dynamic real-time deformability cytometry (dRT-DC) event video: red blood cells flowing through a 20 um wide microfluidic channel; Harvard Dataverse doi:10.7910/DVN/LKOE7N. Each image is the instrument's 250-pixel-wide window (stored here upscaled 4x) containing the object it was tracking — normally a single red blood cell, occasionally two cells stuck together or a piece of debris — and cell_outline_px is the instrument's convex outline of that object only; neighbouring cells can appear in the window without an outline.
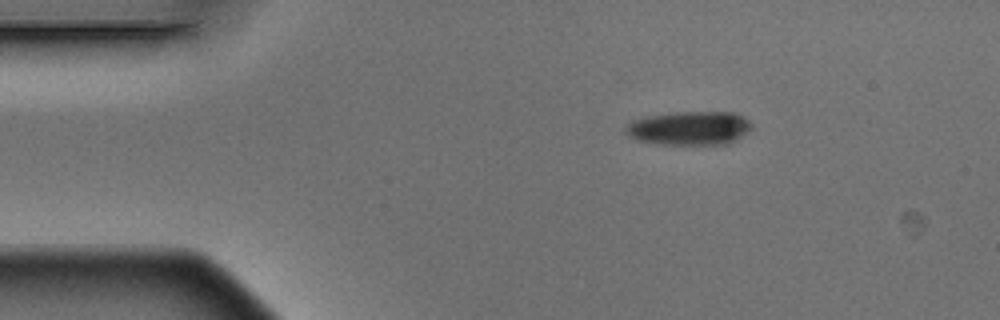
{"species": "Egyptian fruit bat (a non-hibernating species)", "species_latin": "Rousettus aegyptiacus", "temperature_condition": "warm", "stored_images_in_passage": 3, "camera_frame_rate_fps": 3000, "um_per_image_px": 0.085, "animal": {"sex": "male"}, "frame": {"image": 1, "passage_image": 1, "time_ms": 0.0, "image_size_px": [1000, 320], "cell_outline_px": [[752, 128], [736, 140], [728, 144], [656, 144], [636, 140], [628, 136], [624, 132], [624, 128], [632, 120], [648, 116], [676, 112], [736, 112], [744, 116], [752, 124]], "centroid_in_image_um": [58.59, 10.89], "position_along_channel_um": 26.4, "area_um2": 25.03}}